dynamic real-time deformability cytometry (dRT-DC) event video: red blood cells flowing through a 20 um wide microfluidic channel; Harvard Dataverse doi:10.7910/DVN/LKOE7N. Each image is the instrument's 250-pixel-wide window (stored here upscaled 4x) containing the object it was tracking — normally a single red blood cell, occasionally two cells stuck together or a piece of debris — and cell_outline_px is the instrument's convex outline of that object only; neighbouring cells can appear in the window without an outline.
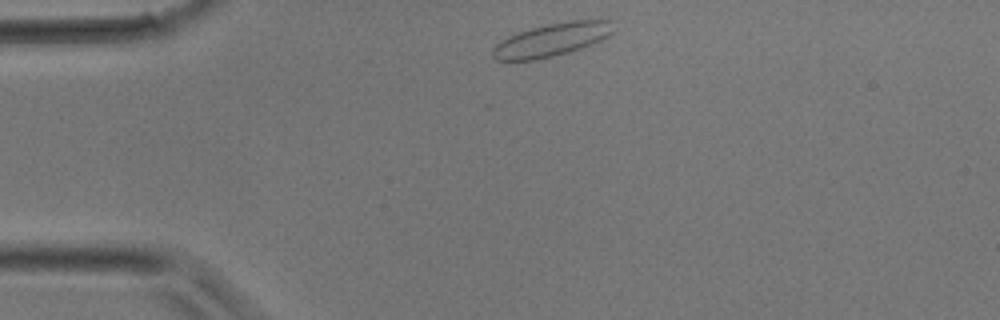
{"species": "common noctule bat (a hibernating species)", "species_latin": "Nyctalus noctula", "temperature_condition": "room temperature", "stored_images_in_passage": 28, "camera_frame_rate_fps": 3000, "um_per_image_px": 0.085, "animal": {"sex": "male", "body_mass_g": 17.9}, "frame": {"image": 1, "passage_image": 1, "time_ms": 0.0, "image_size_px": [1000, 320], "cell_outline_px": [[612, 32], [608, 36], [600, 40], [580, 48], [568, 52], [536, 60], [496, 60], [492, 56], [492, 48], [496, 44], [508, 36], [532, 28], [548, 24], [568, 20], [612, 20]], "centroid_in_image_um": [46.88, 3.38], "position_along_channel_um": 38.1, "area_um2": 22.95}}
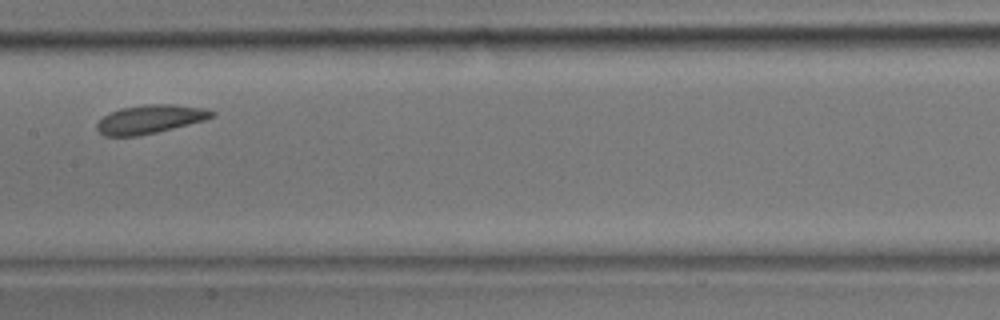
{"frame": {"image": 2, "passage_image": 11, "time_ms": 3.333, "image_size_px": [1000, 320], "cell_outline_px": [[216, 116], [204, 120], [140, 136], [104, 136], [96, 128], [96, 124], [104, 116], [120, 108], [144, 104], [176, 104], [208, 108], [216, 112]], "centroid_in_image_um": [12.8, 10.12], "position_along_channel_um": 194.6, "area_um2": 19.25}}
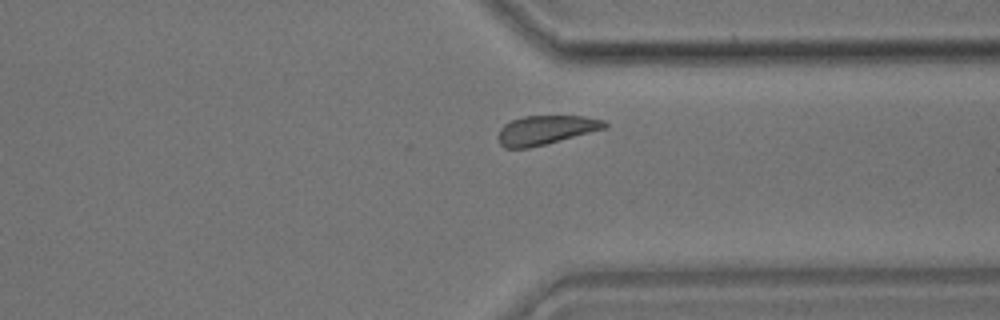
{"frame": {"image": 3, "passage_image": 20, "time_ms": 6.333, "image_size_px": [1000, 320], "cell_outline_px": [[608, 124], [604, 128], [560, 140], [528, 148], [504, 148], [500, 144], [496, 136], [500, 128], [504, 124], [512, 120], [524, 116], [584, 116], [604, 120]], "centroid_in_image_um": [46.32, 11.04], "position_along_channel_um": 365.1, "area_um2": 17.86}}